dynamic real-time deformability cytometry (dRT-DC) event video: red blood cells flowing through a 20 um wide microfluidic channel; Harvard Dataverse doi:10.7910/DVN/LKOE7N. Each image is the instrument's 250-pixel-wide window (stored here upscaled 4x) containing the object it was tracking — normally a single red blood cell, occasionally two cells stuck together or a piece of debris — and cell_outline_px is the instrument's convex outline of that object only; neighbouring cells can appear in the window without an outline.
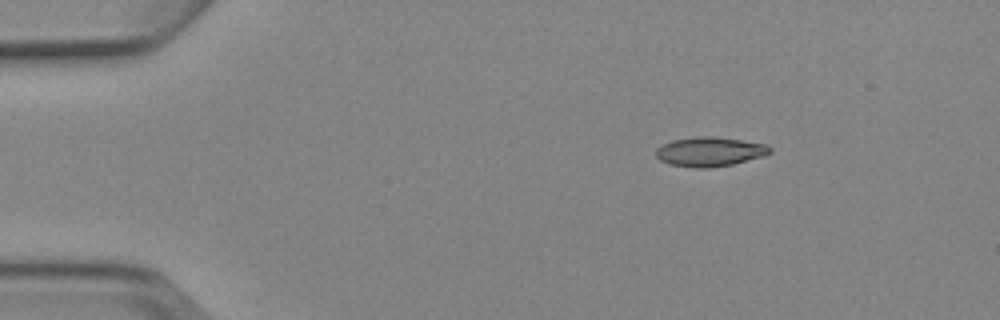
{"species": "Egyptian fruit bat (a non-hibernating species)", "species_latin": "Rousettus aegyptiacus", "temperature_condition": "cold", "stored_images_in_passage": 3, "camera_frame_rate_fps": 3000, "um_per_image_px": 0.085, "animal": {"sex": "female"}, "frame": {"image": 1, "passage_image": 1, "time_ms": 0.0, "image_size_px": [1000, 320], "cell_outline_px": [[772, 152], [764, 156], [732, 164], [708, 168], [696, 168], [668, 164], [660, 160], [656, 156], [656, 148], [672, 140], [700, 136], [712, 136], [768, 144], [772, 148]], "centroid_in_image_um": [60.34, 12.89], "position_along_channel_um": 24.7, "area_um2": 19.54}}